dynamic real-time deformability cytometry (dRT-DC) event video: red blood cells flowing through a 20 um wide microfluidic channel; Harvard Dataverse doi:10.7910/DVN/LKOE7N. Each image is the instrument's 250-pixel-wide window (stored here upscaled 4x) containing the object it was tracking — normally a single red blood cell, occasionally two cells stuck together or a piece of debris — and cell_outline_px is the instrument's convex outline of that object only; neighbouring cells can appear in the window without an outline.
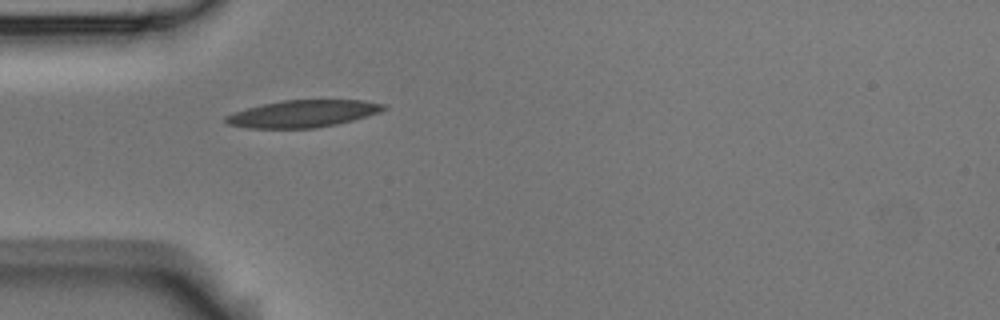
{"species": "Egyptian fruit bat (a non-hibernating species)", "species_latin": "Rousettus aegyptiacus", "temperature_condition": "room temperature", "stored_images_in_passage": 3, "camera_frame_rate_fps": 3000, "um_per_image_px": 0.085, "animal": {"sex": "male"}, "frame": {"image": 1, "passage_image": 3, "time_ms": 0.667, "image_size_px": [1000, 320], "cell_outline_px": [[388, 108], [380, 112], [368, 116], [336, 124], [316, 128], [248, 128], [228, 124], [224, 120], [224, 116], [248, 108], [264, 104], [284, 100], [364, 100], [388, 104]], "centroid_in_image_um": [25.81, 9.66], "position_along_channel_um": 59.2, "area_um2": 24.91}}